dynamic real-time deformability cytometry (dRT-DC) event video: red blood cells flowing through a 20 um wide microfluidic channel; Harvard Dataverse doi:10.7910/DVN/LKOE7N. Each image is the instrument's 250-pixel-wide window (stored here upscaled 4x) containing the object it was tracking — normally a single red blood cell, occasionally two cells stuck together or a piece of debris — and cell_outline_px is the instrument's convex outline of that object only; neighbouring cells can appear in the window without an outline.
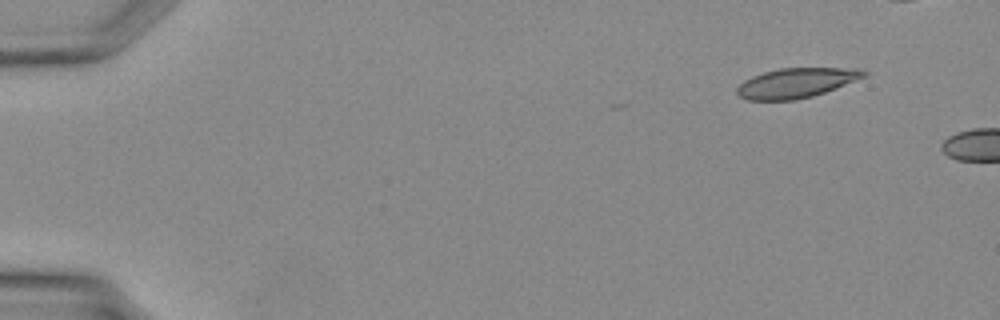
{"species": "Egyptian fruit bat (a non-hibernating species)", "species_latin": "Rousettus aegyptiacus", "temperature_condition": "warm", "stored_images_in_passage": 3, "camera_frame_rate_fps": 3000, "um_per_image_px": 0.085, "animal": {"sex": "female"}, "frame": {"image": 1, "passage_image": 1, "time_ms": 0.0, "image_size_px": [1000, 320], "cell_outline_px": [[868, 76], [836, 88], [812, 96], [796, 100], [748, 100], [740, 96], [736, 92], [736, 88], [744, 80], [752, 76], [764, 72], [780, 68], [860, 68], [868, 72]], "centroid_in_image_um": [67.71, 7.04], "position_along_channel_um": 17.3, "area_um2": 22.08}}